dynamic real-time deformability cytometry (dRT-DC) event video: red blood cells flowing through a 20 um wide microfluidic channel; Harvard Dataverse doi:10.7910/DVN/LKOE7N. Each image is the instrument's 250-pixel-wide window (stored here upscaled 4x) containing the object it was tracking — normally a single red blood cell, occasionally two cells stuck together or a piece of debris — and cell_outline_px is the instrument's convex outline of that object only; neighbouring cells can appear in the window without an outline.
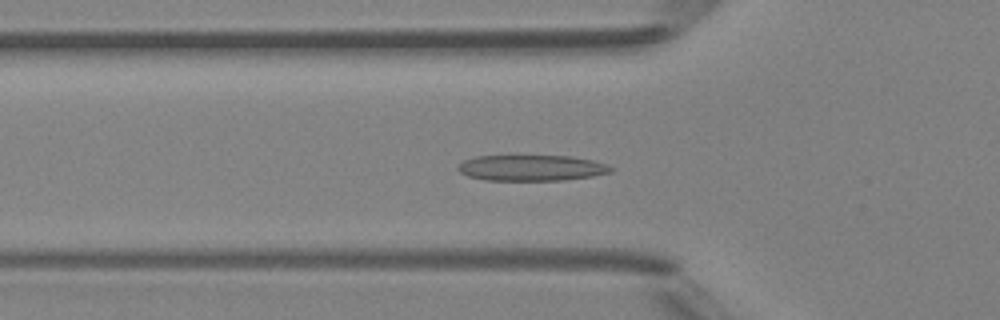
{"species": "Egyptian fruit bat (a non-hibernating species)", "species_latin": "Rousettus aegyptiacus", "temperature_condition": "room temperature", "stored_images_in_passage": 40, "camera_frame_rate_fps": 3000, "um_per_image_px": 0.085, "animal": {"sex": "female"}, "frame": {"image": 1, "passage_image": 8, "time_ms": 2.333, "image_size_px": [1000, 320], "cell_outline_px": [[612, 172], [592, 176], [564, 180], [484, 180], [468, 176], [460, 172], [456, 168], [464, 160], [476, 156], [572, 156], [592, 160], [604, 164], [612, 168]], "centroid_in_image_um": [45.15, 14.27], "position_along_channel_um": 80.6, "area_um2": 22.89}}
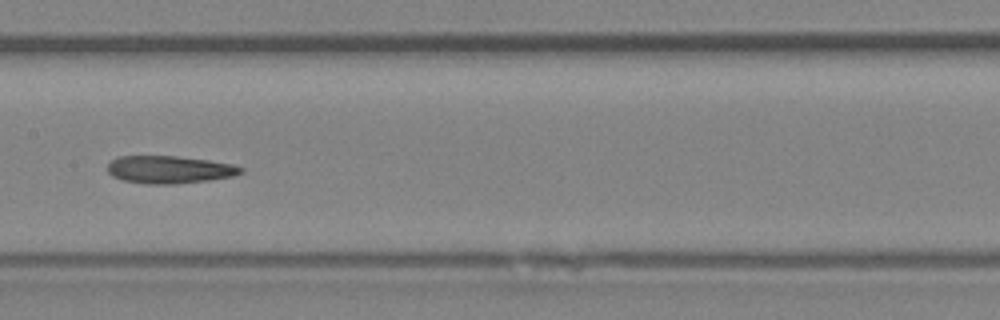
{"frame": {"image": 2, "passage_image": 16, "time_ms": 5.0, "image_size_px": [1000, 320], "cell_outline_px": [[244, 172], [232, 176], [208, 180], [176, 184], [144, 184], [124, 180], [112, 176], [108, 172], [108, 164], [116, 156], [176, 156], [208, 160], [232, 164], [244, 168]], "centroid_in_image_um": [14.39, 14.41], "position_along_channel_um": 193.0, "area_um2": 21.44}}
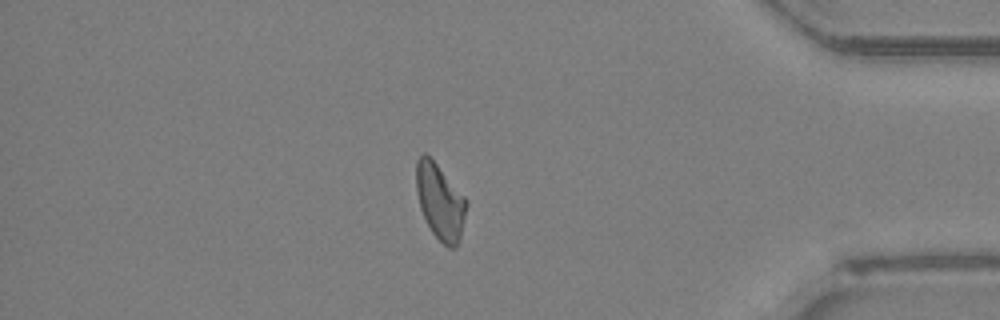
{"frame": {"image": 3, "passage_image": 33, "time_ms": 10.667, "image_size_px": [1000, 320], "cell_outline_px": [[468, 204], [460, 236], [456, 248], [448, 248], [432, 232], [420, 208], [416, 192], [416, 160], [424, 152], [436, 164], [464, 196]], "centroid_in_image_um": [37.4, 17.15], "position_along_channel_um": 397.8, "area_um2": 21.73}, "authors_computed_cell_mechanics": {"area_um2": 21.7617, "velocity_mm_per_s": 4.2089, "shape_relaxation_time_tau1_ms": null, "shape_relaxation_time_tau2_ms": 3.8434, "deformation_change_tau1": null, "deformation_change_tau2": 0.1389}}